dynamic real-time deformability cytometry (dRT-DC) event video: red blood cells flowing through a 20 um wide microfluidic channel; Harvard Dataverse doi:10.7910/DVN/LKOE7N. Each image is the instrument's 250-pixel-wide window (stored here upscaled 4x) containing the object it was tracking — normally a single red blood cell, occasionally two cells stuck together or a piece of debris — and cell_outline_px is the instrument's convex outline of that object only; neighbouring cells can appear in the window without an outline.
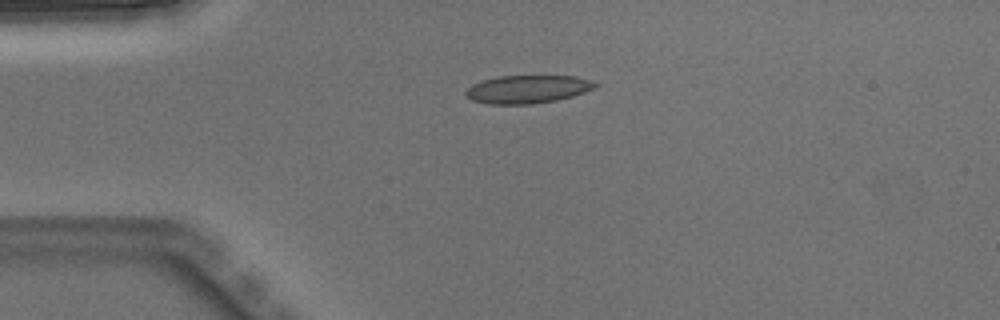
{"species": "Egyptian fruit bat (a non-hibernating species)", "species_latin": "Rousettus aegyptiacus", "temperature_condition": "warm", "stored_images_in_passage": 2, "camera_frame_rate_fps": 3000, "um_per_image_px": 0.085, "animal": {"sex": "male"}, "frame": {"image": 1, "passage_image": 1, "time_ms": 0.0, "image_size_px": [1000, 320], "cell_outline_px": [[600, 84], [596, 88], [572, 96], [556, 100], [532, 104], [488, 104], [472, 100], [464, 96], [464, 92], [472, 84], [484, 80], [500, 76], [576, 76], [592, 80]], "centroid_in_image_um": [44.86, 7.58], "position_along_channel_um": 40.1, "area_um2": 21.27}}